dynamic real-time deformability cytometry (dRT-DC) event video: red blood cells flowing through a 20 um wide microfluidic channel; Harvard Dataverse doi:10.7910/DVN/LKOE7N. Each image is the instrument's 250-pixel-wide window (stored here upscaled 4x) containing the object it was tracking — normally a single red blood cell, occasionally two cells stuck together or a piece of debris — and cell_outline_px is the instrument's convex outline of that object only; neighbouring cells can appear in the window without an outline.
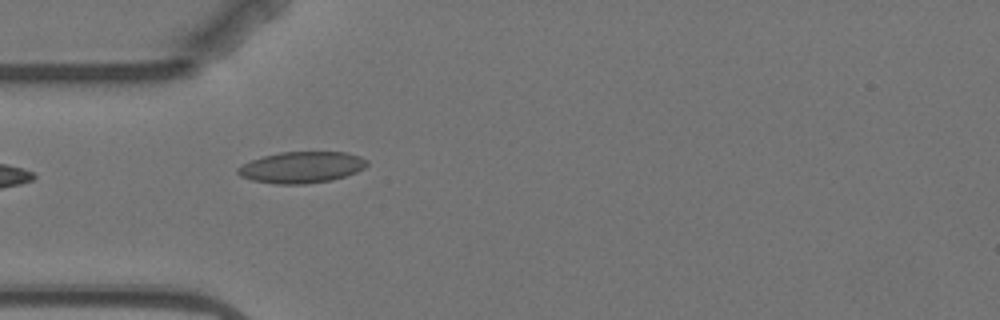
{"species": "Egyptian fruit bat (a non-hibernating species)", "species_latin": "Rousettus aegyptiacus", "temperature_condition": "warm", "stored_images_in_passage": 5, "camera_frame_rate_fps": 3000, "um_per_image_px": 0.085, "animal": {"sex": "female"}, "frame": {"image": 1, "passage_image": 5, "time_ms": 5.0, "image_size_px": [1000, 320], "cell_outline_px": [[368, 164], [364, 168], [356, 172], [332, 180], [304, 184], [276, 184], [252, 180], [240, 176], [236, 172], [236, 168], [252, 160], [264, 156], [280, 152], [348, 152], [360, 156], [368, 160]], "centroid_in_image_um": [25.65, 14.22], "position_along_channel_um": 59.4, "area_um2": 23.58}}